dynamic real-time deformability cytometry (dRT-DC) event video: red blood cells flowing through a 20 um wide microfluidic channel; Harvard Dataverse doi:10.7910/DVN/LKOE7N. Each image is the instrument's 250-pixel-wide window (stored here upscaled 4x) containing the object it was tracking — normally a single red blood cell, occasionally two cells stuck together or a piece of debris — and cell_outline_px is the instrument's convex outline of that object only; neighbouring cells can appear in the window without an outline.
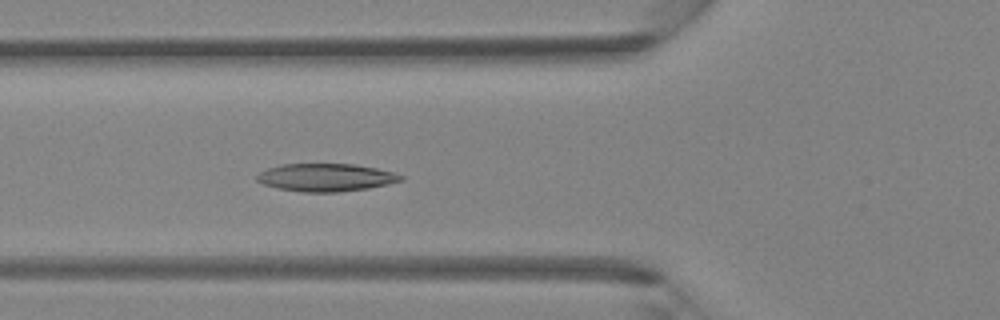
{"species": "Egyptian fruit bat (a non-hibernating species)", "species_latin": "Rousettus aegyptiacus", "temperature_condition": "room temperature", "stored_images_in_passage": 33, "camera_frame_rate_fps": 3000, "um_per_image_px": 0.085, "animal": {"sex": "female"}, "frame": {"image": 1, "passage_image": 5, "time_ms": 1.333, "image_size_px": [1000, 320], "cell_outline_px": [[404, 180], [388, 184], [368, 188], [336, 192], [300, 192], [276, 188], [264, 184], [256, 180], [256, 176], [260, 172], [268, 168], [280, 164], [352, 164], [376, 168], [392, 172], [404, 176]], "centroid_in_image_um": [27.68, 15.08], "position_along_channel_um": 98.1, "area_um2": 23.29}}
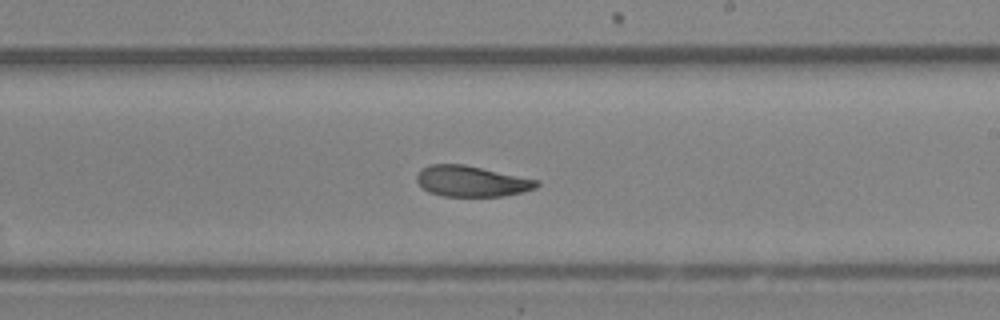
{"frame": {"image": 2, "passage_image": 15, "time_ms": 4.667, "image_size_px": [1000, 320], "cell_outline_px": [[540, 184], [536, 188], [520, 192], [500, 196], [444, 196], [428, 192], [416, 180], [416, 176], [420, 168], [428, 164], [464, 164], [540, 180]], "centroid_in_image_um": [40.06, 15.39], "position_along_channel_um": 248.9, "area_um2": 21.56}}
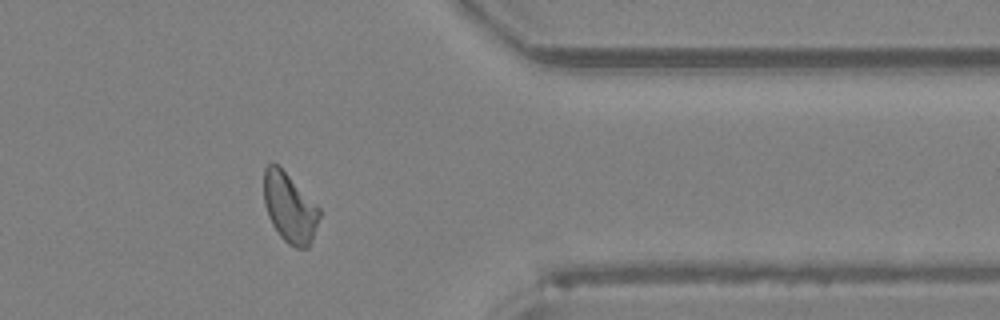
{"frame": {"image": 3, "passage_image": 25, "time_ms": 8.0, "image_size_px": [1000, 320], "cell_outline_px": [[320, 216], [312, 240], [308, 248], [296, 248], [288, 244], [280, 236], [272, 224], [268, 216], [264, 204], [264, 168], [268, 164], [276, 164], [320, 208]], "centroid_in_image_um": [24.61, 17.7], "position_along_channel_um": 386.8, "area_um2": 22.14}}